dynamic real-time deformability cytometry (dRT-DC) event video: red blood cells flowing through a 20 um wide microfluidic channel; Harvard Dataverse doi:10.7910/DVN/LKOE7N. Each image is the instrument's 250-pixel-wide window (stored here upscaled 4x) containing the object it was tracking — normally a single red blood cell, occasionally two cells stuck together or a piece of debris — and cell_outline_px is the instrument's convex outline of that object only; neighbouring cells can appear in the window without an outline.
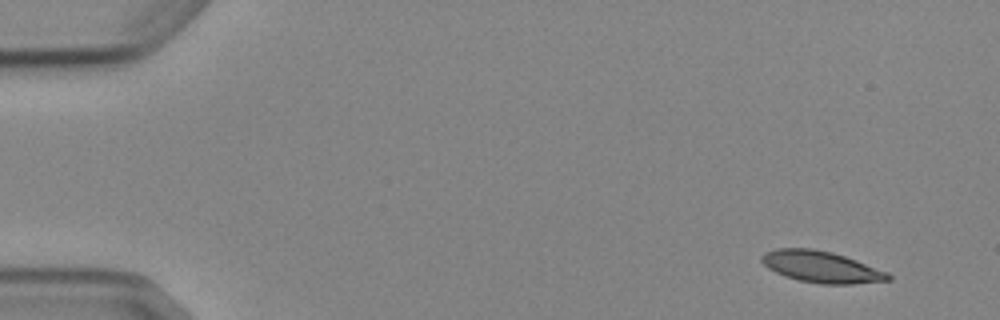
{"species": "Egyptian fruit bat (a non-hibernating species)", "species_latin": "Rousettus aegyptiacus", "temperature_condition": "cold", "stored_images_in_passage": 5, "camera_frame_rate_fps": 3000, "um_per_image_px": 0.085, "animal": {"sex": "female"}, "frame": {"image": 1, "passage_image": 1, "time_ms": 0.0, "image_size_px": [1000, 320], "cell_outline_px": [[892, 280], [852, 284], [820, 284], [800, 280], [784, 276], [768, 268], [760, 260], [760, 256], [764, 252], [776, 248], [812, 248], [832, 252], [856, 260], [888, 272], [892, 276]], "centroid_in_image_um": [69.8, 22.68], "position_along_channel_um": 15.2, "area_um2": 23.29}}
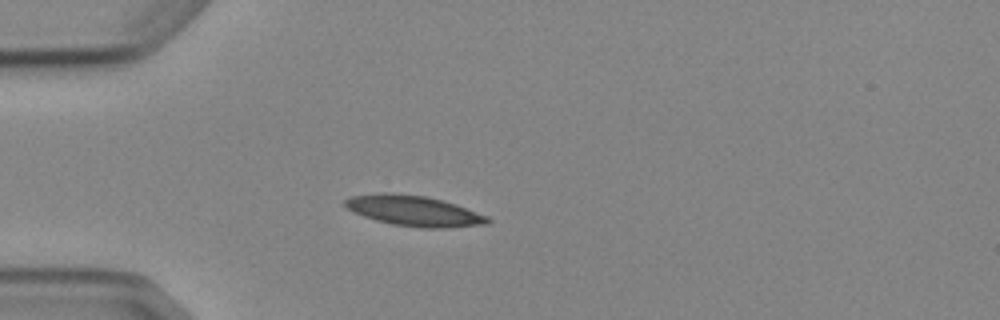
{"frame": {"image": 2, "passage_image": 4, "time_ms": 3.667, "image_size_px": [1000, 320], "cell_outline_px": [[492, 220], [488, 224], [444, 228], [420, 228], [392, 224], [376, 220], [352, 212], [344, 204], [344, 200], [352, 196], [380, 192], [392, 192], [428, 196], [456, 204], [488, 216]], "centroid_in_image_um": [35.19, 17.91], "position_along_channel_um": 49.8, "area_um2": 25.55}}